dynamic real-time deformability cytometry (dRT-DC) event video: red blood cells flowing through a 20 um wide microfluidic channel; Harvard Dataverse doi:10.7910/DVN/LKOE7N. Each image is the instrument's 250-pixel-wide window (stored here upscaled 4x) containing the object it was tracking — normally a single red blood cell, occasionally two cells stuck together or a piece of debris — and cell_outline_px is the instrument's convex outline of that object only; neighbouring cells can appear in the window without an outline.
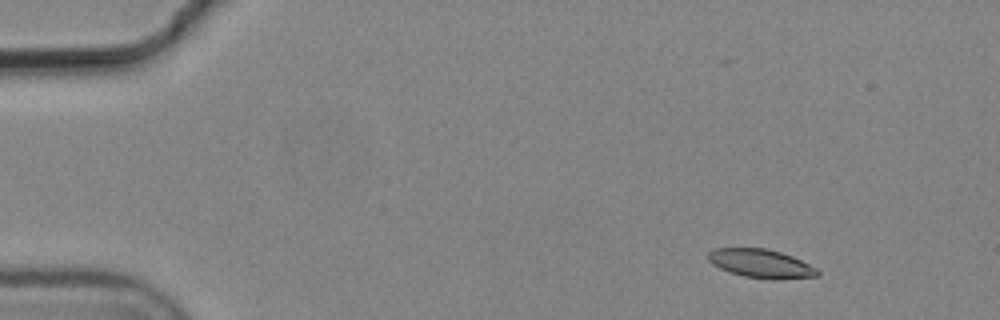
{"species": "common noctule bat (a hibernating species)", "species_latin": "Nyctalus noctula", "temperature_condition": "cold", "stored_images_in_passage": 4, "camera_frame_rate_fps": 3000, "um_per_image_px": 0.085, "animal": {"sex": "male", "body_mass_g": 19.2, "forearm_length_mm": 51.8}, "frame": {"image": 1, "passage_image": 1, "time_ms": 0.0, "image_size_px": [1000, 320], "cell_outline_px": [[820, 276], [780, 280], [772, 280], [744, 276], [720, 268], [712, 264], [708, 260], [708, 252], [716, 248], [768, 248], [792, 256], [816, 268], [820, 272]], "centroid_in_image_um": [64.71, 22.41], "position_along_channel_um": 20.3, "area_um2": 18.32}}
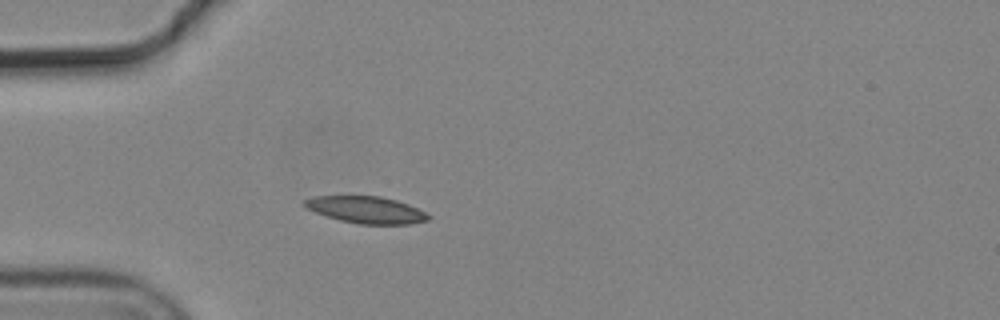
{"frame": {"image": 2, "passage_image": 4, "time_ms": 1.0, "image_size_px": [1000, 320], "cell_outline_px": [[432, 216], [428, 220], [408, 224], [360, 224], [340, 220], [316, 212], [308, 208], [304, 204], [304, 200], [312, 196], [380, 196], [396, 200], [408, 204]], "centroid_in_image_um": [31.14, 17.83], "position_along_channel_um": 53.9, "area_um2": 19.13}}